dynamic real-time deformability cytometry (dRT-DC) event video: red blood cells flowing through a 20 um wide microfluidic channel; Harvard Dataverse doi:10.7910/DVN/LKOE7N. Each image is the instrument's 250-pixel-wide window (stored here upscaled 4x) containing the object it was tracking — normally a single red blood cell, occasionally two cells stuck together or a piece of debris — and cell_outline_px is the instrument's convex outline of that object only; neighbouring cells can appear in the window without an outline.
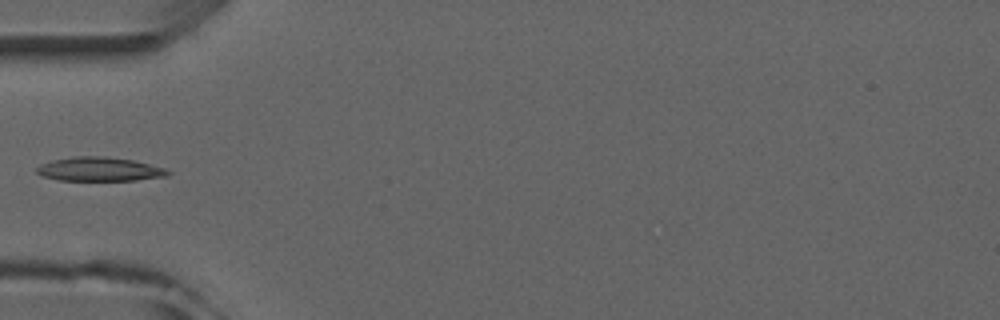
{"species": "common noctule bat (a hibernating species)", "species_latin": "Nyctalus noctula", "temperature_condition": "room temperature", "stored_images_in_passage": 6, "camera_frame_rate_fps": 3000, "um_per_image_px": 0.085, "animal": {"sex": "male", "forearm_length_mm": 52.5}, "frame": {"image": 1, "passage_image": 6, "time_ms": 6.333, "image_size_px": [1000, 320], "cell_outline_px": [[172, 172], [168, 176], [136, 180], [60, 180], [44, 176], [36, 172], [36, 168], [40, 164], [52, 160], [72, 156], [108, 156], [132, 160], [164, 168]], "centroid_in_image_um": [8.45, 14.37], "position_along_channel_um": 76.5, "area_um2": 18.26}}